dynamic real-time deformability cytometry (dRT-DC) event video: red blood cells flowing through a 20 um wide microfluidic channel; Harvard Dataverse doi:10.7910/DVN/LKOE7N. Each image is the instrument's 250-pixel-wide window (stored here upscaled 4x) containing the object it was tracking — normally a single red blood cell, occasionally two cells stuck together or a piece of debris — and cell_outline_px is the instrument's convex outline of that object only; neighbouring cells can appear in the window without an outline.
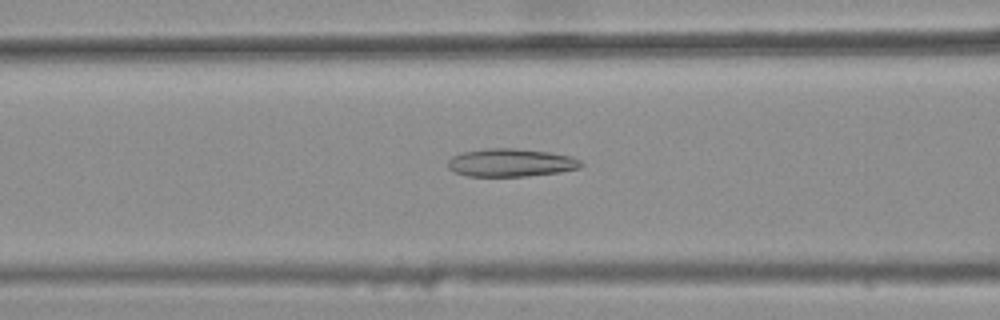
{"species": "common noctule bat (a hibernating species)", "species_latin": "Nyctalus noctula", "temperature_condition": "warm", "stored_images_in_passage": 47, "camera_frame_rate_fps": 3000, "um_per_image_px": 0.085, "animal": {"sex": "female", "body_mass_g": 25.1}, "frame": {"image": 1, "passage_image": 21, "time_ms": 6.667, "image_size_px": [1000, 320], "cell_outline_px": [[584, 164], [580, 168], [560, 172], [524, 176], [468, 176], [456, 172], [448, 168], [448, 160], [452, 156], [464, 152], [488, 148], [512, 148], [548, 152], [572, 156], [580, 160]], "centroid_in_image_um": [43.44, 13.82], "position_along_channel_um": 123.2, "area_um2": 21.62}}
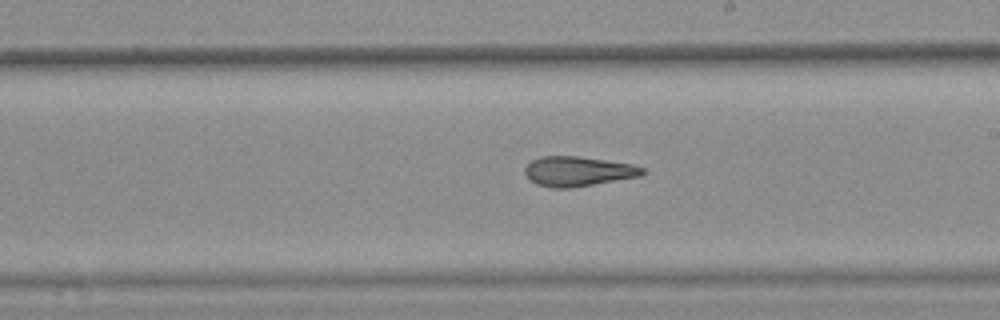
{"frame": {"image": 2, "passage_image": 30, "time_ms": 9.667, "image_size_px": [1000, 320], "cell_outline_px": [[648, 172], [640, 176], [572, 188], [552, 188], [536, 184], [528, 180], [524, 172], [524, 168], [532, 160], [540, 156], [580, 156], [632, 164], [644, 168]], "centroid_in_image_um": [49.11, 14.56], "position_along_channel_um": 239.9, "area_um2": 20.63}}
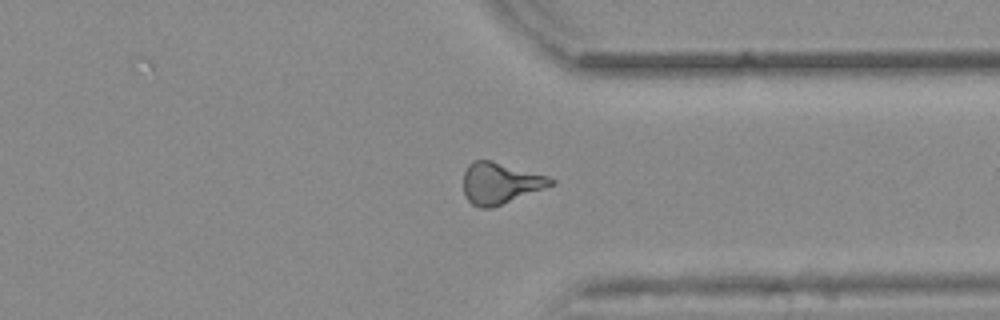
{"frame": {"image": 3, "passage_image": 40, "time_ms": 13.0, "image_size_px": [1000, 320], "cell_outline_px": [[556, 184], [492, 208], [480, 208], [472, 204], [464, 196], [464, 172], [468, 164], [476, 160], [492, 160], [548, 176], [556, 180]], "centroid_in_image_um": [42.53, 15.57], "position_along_channel_um": 368.9, "area_um2": 21.15}, "authors_computed_cell_mechanics": {"area_um2": 21.1548, "velocity_mm_per_s": 3.8936, "shape_relaxation_time_tau1_ms": null, "shape_relaxation_time_tau2_ms": 3.9199, "deformation_change_tau1": null, "deformation_change_tau2": 0.1431}}